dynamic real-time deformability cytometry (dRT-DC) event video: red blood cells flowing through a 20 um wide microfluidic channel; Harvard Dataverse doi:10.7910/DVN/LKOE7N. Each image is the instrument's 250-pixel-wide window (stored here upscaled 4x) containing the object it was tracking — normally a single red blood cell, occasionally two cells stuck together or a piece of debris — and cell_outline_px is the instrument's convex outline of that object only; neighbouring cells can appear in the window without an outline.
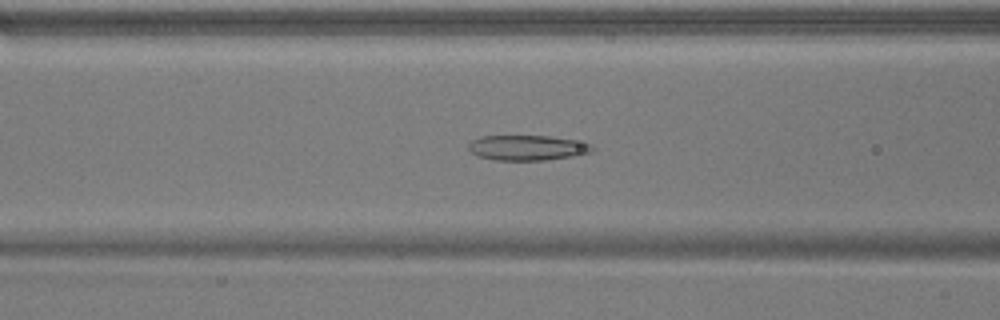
{"species": "common noctule bat (a hibernating species)", "species_latin": "Nyctalus noctula", "temperature_condition": "warm", "stored_images_in_passage": 51, "camera_frame_rate_fps": 3000, "um_per_image_px": 0.085, "animal": {"sex": "male", "body_mass_g": 17.9}, "frame": {"image": 1, "passage_image": 20, "time_ms": 6.333, "image_size_px": [1000, 320], "cell_outline_px": [[596, 148], [592, 152], [572, 156], [544, 160], [492, 160], [476, 156], [468, 148], [468, 144], [472, 140], [480, 136], [548, 136], [572, 140], [592, 144]], "centroid_in_image_um": [44.79, 12.56], "position_along_channel_um": 121.8, "area_um2": 18.15}}
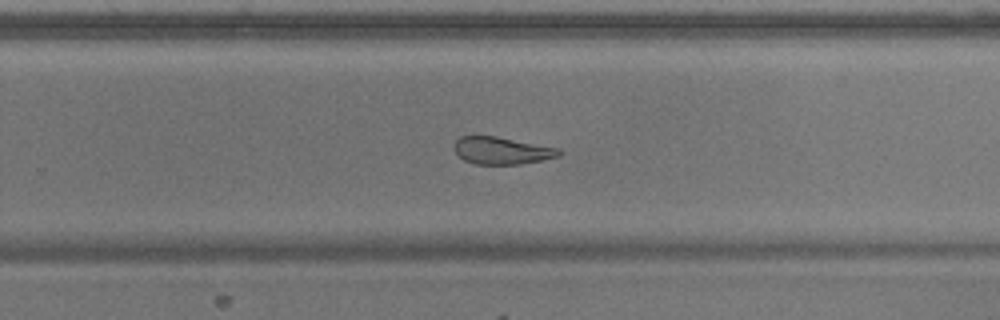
{"frame": {"image": 2, "passage_image": 33, "time_ms": 10.667, "image_size_px": [1000, 320], "cell_outline_px": [[564, 152], [560, 156], [520, 164], [476, 164], [464, 160], [452, 148], [456, 140], [460, 136], [496, 136], [560, 148]], "centroid_in_image_um": [42.67, 12.79], "position_along_channel_um": 287.1, "area_um2": 16.7}}
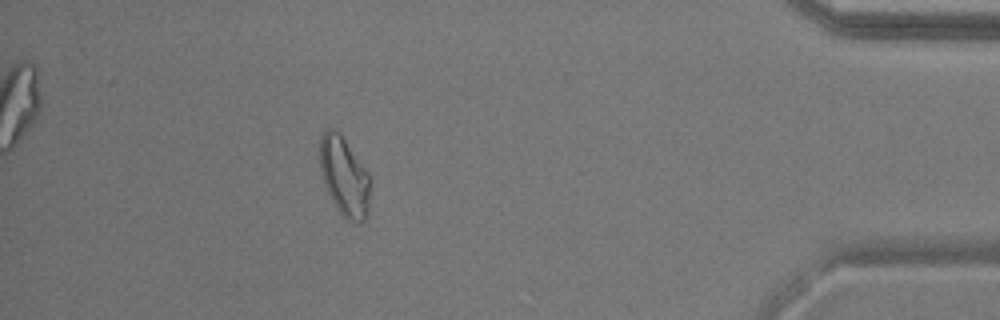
{"frame": {"image": 3, "passage_image": 46, "time_ms": 15.0, "image_size_px": [1000, 320], "cell_outline_px": [[368, 216], [360, 224], [348, 220], [336, 208], [324, 184], [320, 168], [320, 136], [328, 128], [332, 128], [340, 132], [368, 172]], "centroid_in_image_um": [29.25, 14.99], "position_along_channel_um": 406.0, "area_um2": 23.0}, "authors_computed_cell_mechanics": {"area_um2": 21.4438, "velocity_mm_per_s": 3.8222, "shape_relaxation_time_tau1_ms": null, "shape_relaxation_time_tau2_ms": 3.7409, "deformation_change_tau1": null, "deformation_change_tau2": 0.1172}}